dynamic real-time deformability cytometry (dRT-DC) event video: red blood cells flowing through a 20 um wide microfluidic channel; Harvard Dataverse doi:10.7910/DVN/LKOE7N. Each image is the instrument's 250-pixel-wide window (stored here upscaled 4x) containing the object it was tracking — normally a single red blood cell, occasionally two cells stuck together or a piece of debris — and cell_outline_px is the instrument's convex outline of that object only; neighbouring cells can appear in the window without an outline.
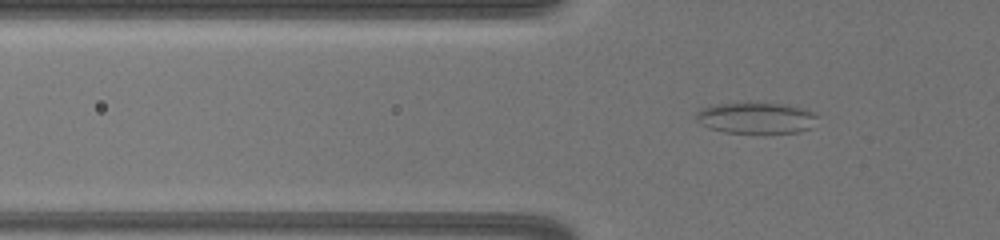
{"species": "common noctule bat (a hibernating species)", "species_latin": "Nyctalus noctula", "temperature_condition": "warm", "stored_images_in_passage": 61, "camera_frame_rate_fps": 3000, "um_per_image_px": 0.085, "animal": {"sex": "female", "body_mass_g": 19.5, "forearm_length_mm": 54.1}, "frame": {"image": 1, "passage_image": 18, "time_ms": 5.667, "image_size_px": [1000, 240], "cell_outline_px": [[820, 116], [812, 128], [800, 132], [764, 136], [724, 132], [708, 128], [700, 124], [696, 120], [696, 112], [700, 108], [712, 104], [748, 100], [784, 104], [800, 108], [812, 112]], "centroid_in_image_um": [64.26, 10.04], "position_along_channel_um": 61.5, "area_um2": 23.93}}
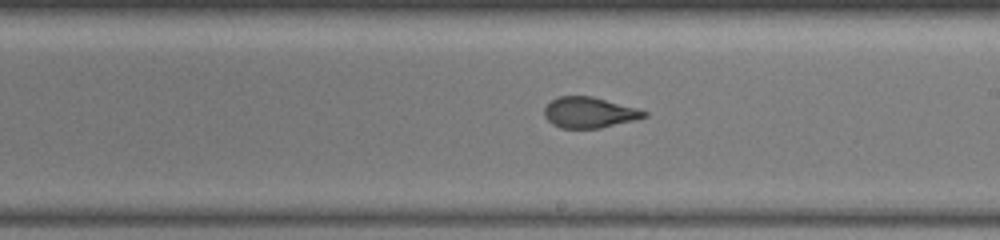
{"frame": {"image": 2, "passage_image": 35, "time_ms": 11.333, "image_size_px": [1000, 240], "cell_outline_px": [[648, 116], [600, 128], [560, 128], [552, 124], [544, 116], [544, 108], [552, 100], [560, 96], [592, 96], [636, 108], [648, 112]], "centroid_in_image_um": [50.06, 9.56], "position_along_channel_um": 238.9, "area_um2": 17.69}}
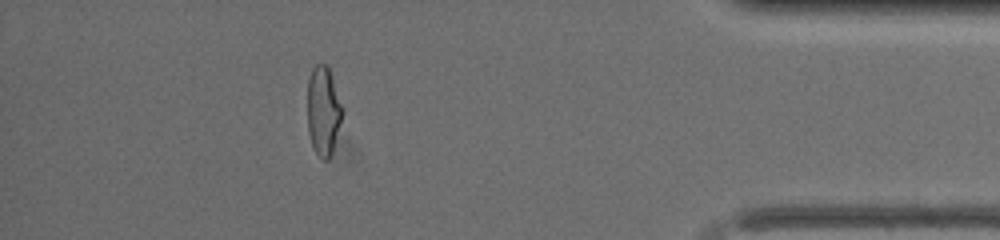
{"frame": {"image": 3, "passage_image": 54, "time_ms": 17.667, "image_size_px": [1000, 240], "cell_outline_px": [[344, 112], [332, 152], [328, 160], [324, 160], [316, 152], [312, 144], [308, 132], [308, 80], [312, 68], [316, 64], [328, 64], [344, 108]], "centroid_in_image_um": [27.51, 9.38], "position_along_channel_um": 407.7, "area_um2": 18.32}}